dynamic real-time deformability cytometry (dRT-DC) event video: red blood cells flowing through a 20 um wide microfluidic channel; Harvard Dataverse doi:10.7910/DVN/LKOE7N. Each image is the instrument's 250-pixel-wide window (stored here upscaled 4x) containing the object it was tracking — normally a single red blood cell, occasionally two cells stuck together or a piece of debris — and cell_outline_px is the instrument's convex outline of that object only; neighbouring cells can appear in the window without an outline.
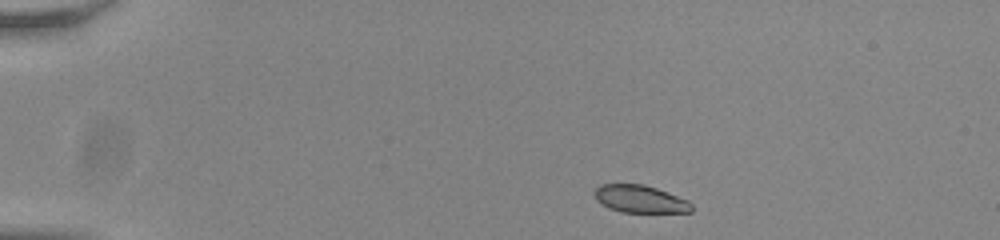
{"species": "common noctule bat (a hibernating species)", "species_latin": "Nyctalus noctula", "temperature_condition": "room temperature", "stored_images_in_passage": 45, "camera_frame_rate_fps": 3000, "um_per_image_px": 0.085, "animal": {"sex": "male", "body_mass_g": 20.0, "forearm_length_mm": 53.3}, "frame": {"image": 1, "passage_image": 1, "time_ms": 0.0, "image_size_px": [1000, 240], "cell_outline_px": [[692, 212], [620, 212], [608, 208], [600, 204], [596, 200], [592, 192], [600, 184], [644, 184], [656, 188], [688, 200], [692, 204]], "centroid_in_image_um": [54.36, 16.91], "position_along_channel_um": 30.6, "area_um2": 15.72}}
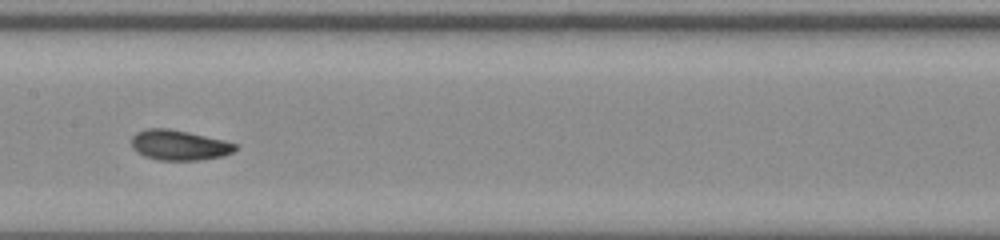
{"frame": {"image": 2, "passage_image": 20, "time_ms": 6.333, "image_size_px": [1000, 240], "cell_outline_px": [[236, 148], [232, 152], [224, 156], [200, 160], [160, 160], [144, 156], [136, 152], [132, 148], [132, 136], [136, 132], [148, 128], [168, 128], [188, 132], [224, 140], [236, 144]], "centroid_in_image_um": [15.2, 12.34], "position_along_channel_um": 192.2, "area_um2": 18.26}}
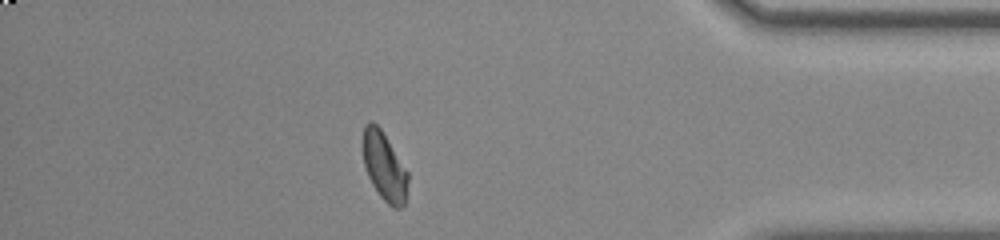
{"frame": {"image": 3, "passage_image": 39, "time_ms": 12.667, "image_size_px": [1000, 240], "cell_outline_px": [[408, 180], [404, 204], [400, 208], [392, 208], [380, 196], [372, 184], [368, 176], [364, 164], [364, 124], [368, 120], [372, 120], [380, 128], [408, 172]], "centroid_in_image_um": [32.67, 14.16], "position_along_channel_um": 402.5, "area_um2": 17.63}, "authors_computed_cell_mechanics": {"area_um2": 17.8024, "velocity_mm_per_s": 3.8061, "shape_relaxation_time_tau1_ms": 4.6415, "shape_relaxation_time_tau2_ms": 1.6095, "deformation_change_tau1": 0.1249, "deformation_change_tau2": 0.0554}}